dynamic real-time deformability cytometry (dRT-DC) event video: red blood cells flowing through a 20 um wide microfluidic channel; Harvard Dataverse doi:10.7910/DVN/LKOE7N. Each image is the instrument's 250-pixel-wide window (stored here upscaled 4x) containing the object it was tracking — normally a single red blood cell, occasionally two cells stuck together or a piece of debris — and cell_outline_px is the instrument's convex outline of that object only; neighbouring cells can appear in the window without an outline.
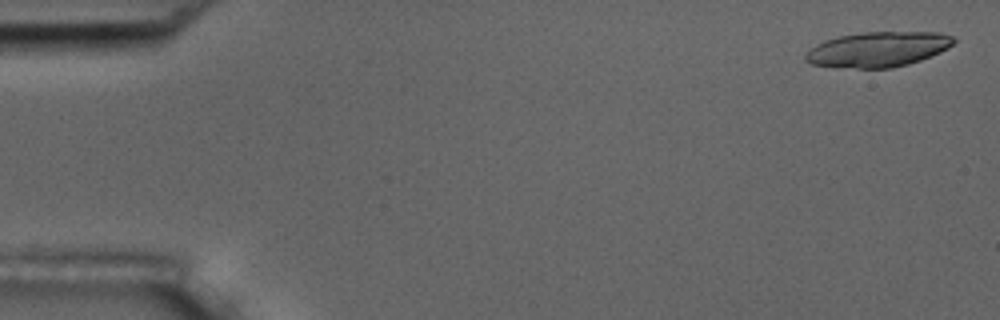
{"species": "common noctule bat (a hibernating species)", "species_latin": "Nyctalus noctula", "temperature_condition": "room temperature", "stored_images_in_passage": 15, "camera_frame_rate_fps": 3000, "um_per_image_px": 0.085, "animal": {"sex": "male", "body_mass_g": 17.5, "forearm_length_mm": 52.3}, "frame": {"image": 1, "passage_image": 1, "time_ms": 0.0, "image_size_px": [1000, 320], "cell_outline_px": [[956, 40], [948, 48], [940, 52], [920, 60], [908, 64], [892, 68], [856, 68], [812, 64], [804, 60], [804, 56], [816, 44], [824, 40], [840, 36], [864, 32], [940, 32], [952, 36]], "centroid_in_image_um": [74.65, 4.19], "position_along_channel_um": 10.4, "area_um2": 30.11}}
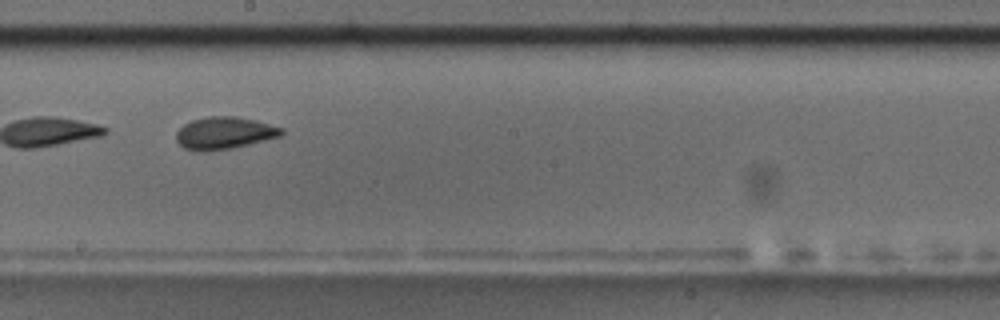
{"frame": {"image": 2, "passage_image": 9, "time_ms": 2.667, "image_size_px": [1000, 320], "cell_outline_px": [[284, 132], [280, 136], [232, 148], [200, 152], [184, 148], [176, 140], [176, 132], [184, 124], [192, 120], [208, 116], [236, 116], [256, 120], [284, 128]], "centroid_in_image_um": [19.06, 11.3], "position_along_channel_um": 229.1, "area_um2": 19.77}}